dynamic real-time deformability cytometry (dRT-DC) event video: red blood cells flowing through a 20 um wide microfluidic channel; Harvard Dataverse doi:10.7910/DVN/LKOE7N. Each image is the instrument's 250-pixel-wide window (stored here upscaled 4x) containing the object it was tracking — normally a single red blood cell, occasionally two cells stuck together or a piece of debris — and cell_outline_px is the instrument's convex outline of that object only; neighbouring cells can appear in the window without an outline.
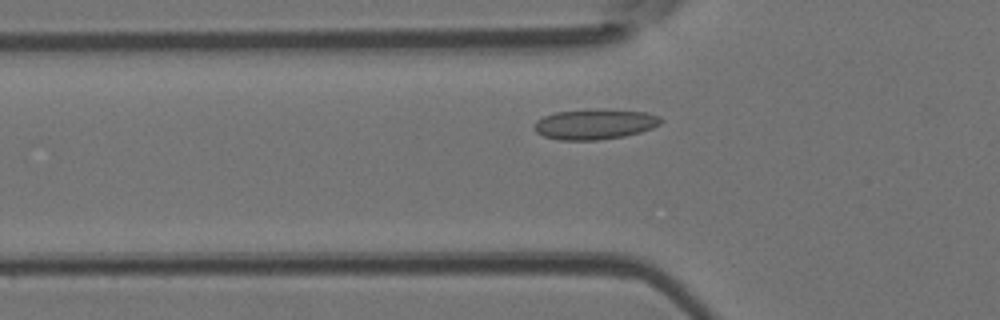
{"species": "Egyptian fruit bat (a non-hibernating species)", "species_latin": "Rousettus aegyptiacus", "temperature_condition": "room temperature", "stored_images_in_passage": 44, "camera_frame_rate_fps": 3000, "um_per_image_px": 0.085, "animal": {"sex": "female"}, "frame": {"image": 1, "passage_image": 9, "time_ms": 2.667, "image_size_px": [1000, 320], "cell_outline_px": [[664, 120], [660, 124], [652, 128], [640, 132], [624, 136], [596, 140], [560, 140], [544, 136], [536, 132], [532, 128], [532, 124], [536, 120], [544, 116], [556, 112], [596, 108], [644, 112], [660, 116]], "centroid_in_image_um": [50.53, 10.54], "position_along_channel_um": 75.3, "area_um2": 22.6}}
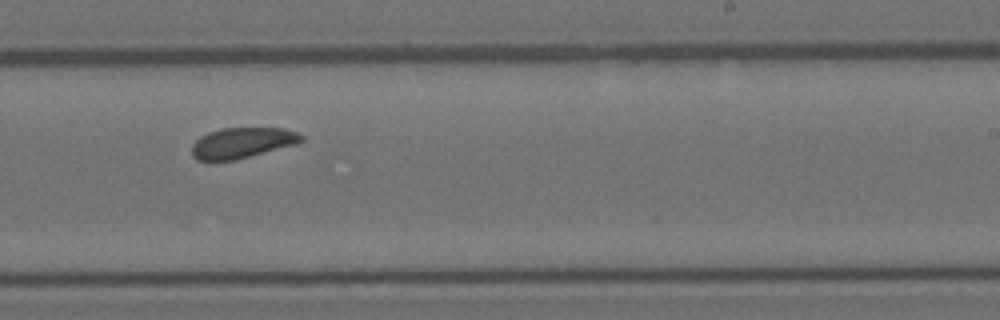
{"frame": {"image": 2, "passage_image": 24, "time_ms": 7.667, "image_size_px": [1000, 320], "cell_outline_px": [[304, 140], [296, 144], [236, 160], [196, 160], [192, 156], [192, 144], [200, 136], [208, 132], [220, 128], [284, 128], [296, 132], [304, 136]], "centroid_in_image_um": [20.58, 12.13], "position_along_channel_um": 268.4, "area_um2": 19.59}}
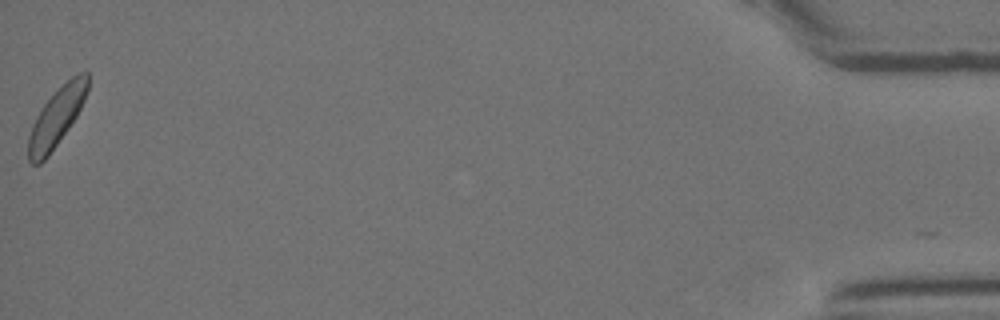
{"frame": {"image": 3, "passage_image": 44, "time_ms": 14.333, "image_size_px": [1000, 320], "cell_outline_px": [[88, 88], [84, 100], [76, 116], [68, 128], [48, 156], [40, 164], [32, 164], [28, 160], [28, 136], [32, 124], [40, 108], [76, 72], [88, 72]], "centroid_in_image_um": [4.79, 9.98], "position_along_channel_um": 430.4, "area_um2": 19.83}, "authors_computed_cell_mechanics": {"area_um2": 20.3167, "velocity_mm_per_s": 3.8729, "shape_relaxation_time_tau1_ms": 5.6816, "shape_relaxation_time_tau2_ms": 1.5631, "deformation_change_tau1": 0.0935, "deformation_change_tau2": 0.0566}}